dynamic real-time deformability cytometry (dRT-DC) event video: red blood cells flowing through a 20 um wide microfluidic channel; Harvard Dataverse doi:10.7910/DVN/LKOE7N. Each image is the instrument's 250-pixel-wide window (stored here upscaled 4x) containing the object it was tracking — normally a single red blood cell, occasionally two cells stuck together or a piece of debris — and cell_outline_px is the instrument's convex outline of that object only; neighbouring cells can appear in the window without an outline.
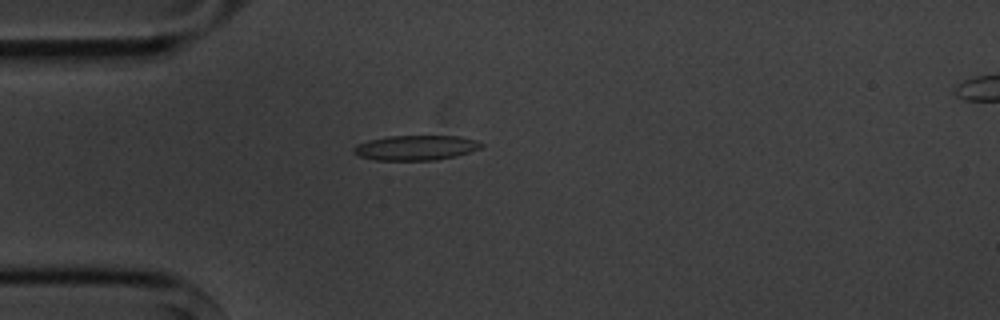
{"species": "common noctule bat (a hibernating species)", "species_latin": "Nyctalus noctula", "temperature_condition": "cold", "stored_images_in_passage": 5, "camera_frame_rate_fps": 3000, "um_per_image_px": 0.085, "animal": {"sex": "male", "body_mass_g": 20.1, "forearm_length_mm": 53.5}, "frame": {"image": 1, "passage_image": 4, "time_ms": 4.667, "image_size_px": [1000, 320], "cell_outline_px": [[484, 144], [480, 148], [456, 156], [436, 160], [376, 160], [360, 156], [352, 152], [352, 148], [356, 144], [368, 140], [388, 136], [460, 136], [476, 140]], "centroid_in_image_um": [35.32, 12.55], "position_along_channel_um": 49.7, "area_um2": 18.55}}